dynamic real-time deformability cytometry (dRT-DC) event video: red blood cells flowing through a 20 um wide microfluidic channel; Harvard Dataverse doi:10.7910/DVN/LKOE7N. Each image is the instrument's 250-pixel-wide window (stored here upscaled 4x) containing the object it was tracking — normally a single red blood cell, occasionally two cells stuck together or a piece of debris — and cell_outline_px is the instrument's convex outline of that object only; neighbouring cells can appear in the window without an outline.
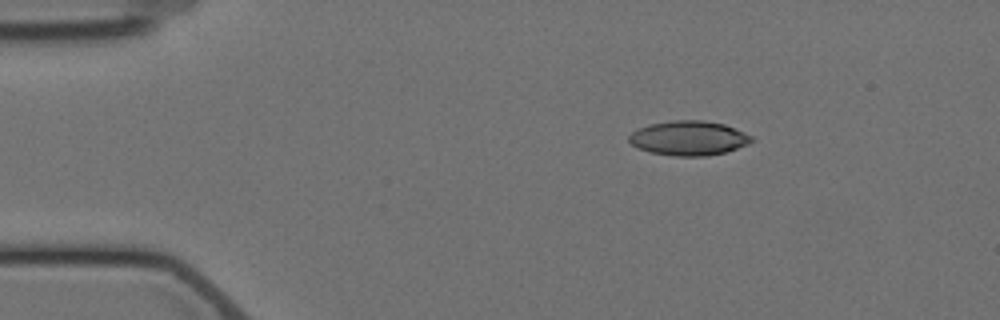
{"species": "Egyptian fruit bat (a non-hibernating species)", "species_latin": "Rousettus aegyptiacus", "temperature_condition": "cold", "stored_images_in_passage": 2, "camera_frame_rate_fps": 3000, "um_per_image_px": 0.085, "animal": {"sex": "female"}, "frame": {"image": 1, "passage_image": 2, "time_ms": 1.333, "image_size_px": [1000, 320], "cell_outline_px": [[756, 140], [748, 144], [724, 152], [708, 156], [676, 156], [652, 152], [636, 148], [628, 140], [628, 136], [636, 128], [648, 124], [672, 120], [704, 120], [724, 124], [752, 136]], "centroid_in_image_um": [58.51, 11.73], "position_along_channel_um": 26.5, "area_um2": 24.74}}